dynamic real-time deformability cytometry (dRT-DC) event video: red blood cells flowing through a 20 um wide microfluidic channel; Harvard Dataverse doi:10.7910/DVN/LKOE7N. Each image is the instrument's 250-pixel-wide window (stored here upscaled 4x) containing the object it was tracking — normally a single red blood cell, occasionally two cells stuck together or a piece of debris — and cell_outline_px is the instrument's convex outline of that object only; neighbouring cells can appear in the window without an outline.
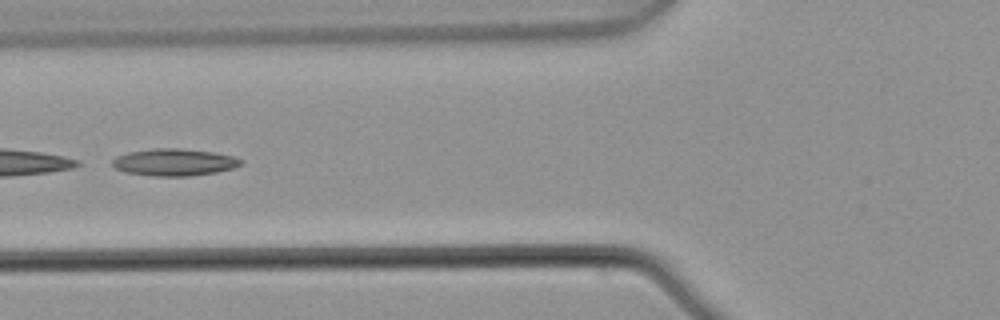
{"species": "common noctule bat (a hibernating species)", "species_latin": "Nyctalus noctula", "temperature_condition": "warm", "stored_images_in_passage": 7, "camera_frame_rate_fps": 3000, "um_per_image_px": 0.085, "animal": {"sex": "male", "body_mass_g": 21.5, "forearm_length_mm": 52.0}, "frame": {"image": 1, "passage_image": 5, "time_ms": 1.333, "image_size_px": [1000, 320], "cell_outline_px": [[244, 164], [232, 168], [216, 172], [192, 176], [152, 176], [124, 172], [116, 168], [112, 164], [112, 160], [116, 156], [128, 152], [152, 148], [180, 148], [212, 152], [232, 156], [244, 160]], "centroid_in_image_um": [14.8, 13.79], "position_along_channel_um": 111.0, "area_um2": 20.4}}
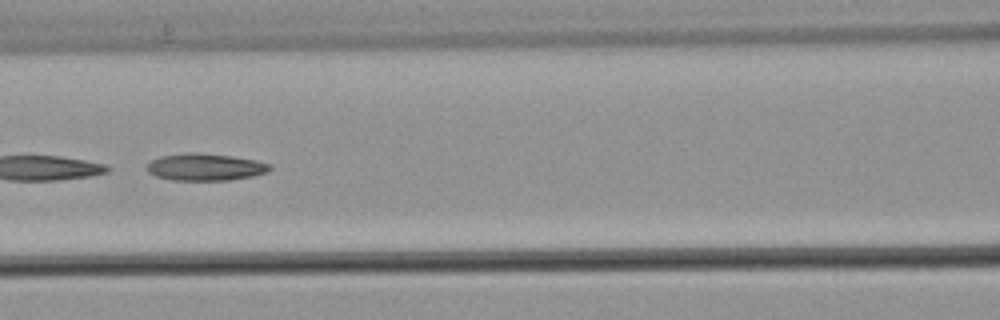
{"frame": {"image": 2, "passage_image": 6, "time_ms": 1.667, "image_size_px": [1000, 320], "cell_outline_px": [[272, 168], [268, 172], [252, 176], [228, 180], [172, 180], [156, 176], [148, 172], [148, 164], [152, 160], [160, 156], [188, 152], [196, 152], [232, 156], [256, 160], [272, 164]], "centroid_in_image_um": [17.48, 14.19], "position_along_channel_um": 149.1, "area_um2": 19.42}}